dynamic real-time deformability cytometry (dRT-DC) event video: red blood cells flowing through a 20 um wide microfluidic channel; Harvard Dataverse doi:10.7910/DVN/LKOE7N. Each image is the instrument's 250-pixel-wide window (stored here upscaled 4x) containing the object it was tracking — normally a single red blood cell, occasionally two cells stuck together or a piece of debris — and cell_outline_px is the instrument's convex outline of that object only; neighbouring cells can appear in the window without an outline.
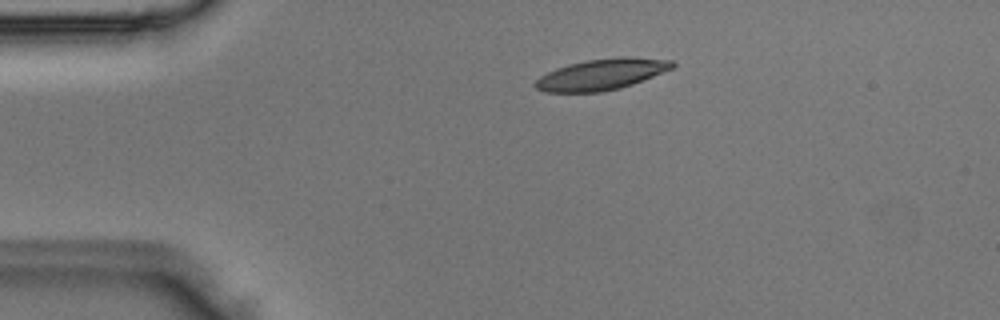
{"species": "Egyptian fruit bat (a non-hibernating species)", "species_latin": "Rousettus aegyptiacus", "temperature_condition": "room temperature", "stored_images_in_passage": 3, "segment_of_instrument_passage": [1, 2], "camera_frame_rate_fps": 3000, "um_per_image_px": 0.085, "animal": {"sex": "male"}, "frame": {"image": 1, "passage_image": 1, "time_ms": 0.0, "image_size_px": [1000, 320], "cell_outline_px": [[676, 64], [672, 68], [632, 84], [620, 88], [600, 92], [544, 92], [536, 88], [532, 84], [540, 76], [556, 68], [568, 64], [584, 60], [620, 56], [632, 56], [672, 60]], "centroid_in_image_um": [51.11, 6.31], "position_along_channel_um": 33.9, "area_um2": 24.91}}